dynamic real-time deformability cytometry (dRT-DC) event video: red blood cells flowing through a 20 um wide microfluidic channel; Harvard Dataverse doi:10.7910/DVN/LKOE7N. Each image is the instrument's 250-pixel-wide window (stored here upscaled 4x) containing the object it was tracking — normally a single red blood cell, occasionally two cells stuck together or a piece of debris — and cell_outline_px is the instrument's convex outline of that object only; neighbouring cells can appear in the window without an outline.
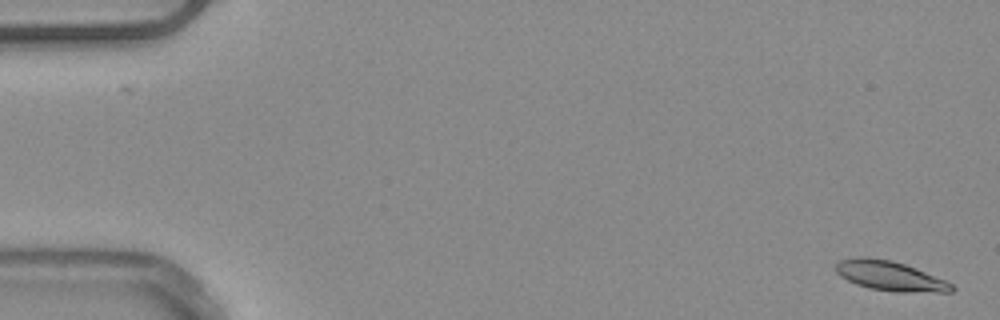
{"species": "common noctule bat (a hibernating species)", "species_latin": "Nyctalus noctula", "temperature_condition": "warm", "stored_images_in_passage": 53, "camera_frame_rate_fps": 3000, "um_per_image_px": 0.085, "animal": {"sex": "male", "body_mass_g": 20.4}, "frame": {"image": 1, "passage_image": 2, "time_ms": 0.333, "image_size_px": [1000, 320], "cell_outline_px": [[956, 288], [952, 292], [896, 292], [868, 288], [856, 284], [840, 276], [836, 272], [836, 264], [840, 260], [856, 256], [868, 256], [892, 260], [916, 268], [944, 280], [952, 284]], "centroid_in_image_um": [75.63, 23.44], "position_along_channel_um": 9.4, "area_um2": 20.17}}
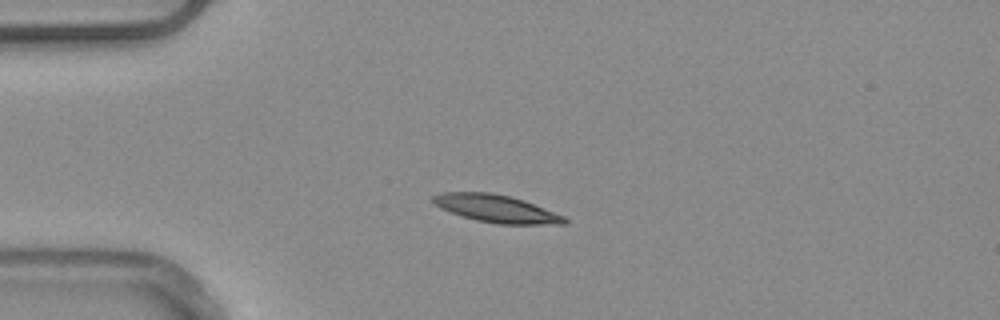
{"frame": {"image": 2, "passage_image": 14, "time_ms": 4.333, "image_size_px": [1000, 320], "cell_outline_px": [[568, 224], [500, 224], [476, 220], [440, 208], [432, 200], [432, 196], [444, 192], [492, 192], [524, 200], [564, 216], [568, 220]], "centroid_in_image_um": [42.21, 17.73], "position_along_channel_um": 42.8, "area_um2": 20.87}, "authors_computed_cell_mechanics": {"area_um2": 20.1144, "velocity_mm_per_s": 3.8616, "shape_relaxation_time_tau1_ms": 6.2588, "shape_relaxation_time_tau2_ms": 10.6462, "deformation_change_tau1": 0.1363, "deformation_change_tau2": 0.1618}}